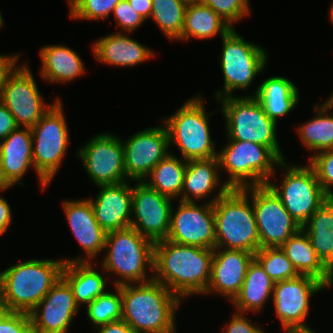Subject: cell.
I'll list each match as a JSON object with an SVG mask.
<instances>
[{
  "label": "cell",
  "mask_w": 333,
  "mask_h": 333,
  "mask_svg": "<svg viewBox=\"0 0 333 333\" xmlns=\"http://www.w3.org/2000/svg\"><path fill=\"white\" fill-rule=\"evenodd\" d=\"M97 333H136L123 319L99 326Z\"/></svg>",
  "instance_id": "bcb514c9"
},
{
  "label": "cell",
  "mask_w": 333,
  "mask_h": 333,
  "mask_svg": "<svg viewBox=\"0 0 333 333\" xmlns=\"http://www.w3.org/2000/svg\"><path fill=\"white\" fill-rule=\"evenodd\" d=\"M76 154L96 186L127 182L122 140L111 133L95 135Z\"/></svg>",
  "instance_id": "9a60e30c"
},
{
  "label": "cell",
  "mask_w": 333,
  "mask_h": 333,
  "mask_svg": "<svg viewBox=\"0 0 333 333\" xmlns=\"http://www.w3.org/2000/svg\"><path fill=\"white\" fill-rule=\"evenodd\" d=\"M114 287L116 293L106 291L86 307V315L95 327L122 319L121 286Z\"/></svg>",
  "instance_id": "d590c367"
},
{
  "label": "cell",
  "mask_w": 333,
  "mask_h": 333,
  "mask_svg": "<svg viewBox=\"0 0 333 333\" xmlns=\"http://www.w3.org/2000/svg\"><path fill=\"white\" fill-rule=\"evenodd\" d=\"M63 260L29 259L0 272L1 300L8 311L30 313L61 278Z\"/></svg>",
  "instance_id": "3957f363"
},
{
  "label": "cell",
  "mask_w": 333,
  "mask_h": 333,
  "mask_svg": "<svg viewBox=\"0 0 333 333\" xmlns=\"http://www.w3.org/2000/svg\"><path fill=\"white\" fill-rule=\"evenodd\" d=\"M254 258L274 283L293 279L300 275L281 247L260 248L254 254Z\"/></svg>",
  "instance_id": "8d00e7d4"
},
{
  "label": "cell",
  "mask_w": 333,
  "mask_h": 333,
  "mask_svg": "<svg viewBox=\"0 0 333 333\" xmlns=\"http://www.w3.org/2000/svg\"><path fill=\"white\" fill-rule=\"evenodd\" d=\"M93 262L64 263L61 277L69 284L75 302L90 304L101 294L105 293L106 280L101 272L94 270Z\"/></svg>",
  "instance_id": "83f0119b"
},
{
  "label": "cell",
  "mask_w": 333,
  "mask_h": 333,
  "mask_svg": "<svg viewBox=\"0 0 333 333\" xmlns=\"http://www.w3.org/2000/svg\"><path fill=\"white\" fill-rule=\"evenodd\" d=\"M113 16H115V21H117L118 26L123 30L119 33H132V31L136 30L140 27L145 20L132 8L129 4L128 0H121L113 9Z\"/></svg>",
  "instance_id": "60d3db41"
},
{
  "label": "cell",
  "mask_w": 333,
  "mask_h": 333,
  "mask_svg": "<svg viewBox=\"0 0 333 333\" xmlns=\"http://www.w3.org/2000/svg\"><path fill=\"white\" fill-rule=\"evenodd\" d=\"M218 152L220 170L229 173L224 183L229 189L263 186L281 160L266 146L241 140H228Z\"/></svg>",
  "instance_id": "ba28073f"
},
{
  "label": "cell",
  "mask_w": 333,
  "mask_h": 333,
  "mask_svg": "<svg viewBox=\"0 0 333 333\" xmlns=\"http://www.w3.org/2000/svg\"><path fill=\"white\" fill-rule=\"evenodd\" d=\"M228 190V186L223 182L219 186L217 195L213 194L214 197L204 205L199 206L195 201L184 202L180 200L177 210L174 211L172 206L170 230L166 239L181 245L215 249L213 203Z\"/></svg>",
  "instance_id": "7c38bea8"
},
{
  "label": "cell",
  "mask_w": 333,
  "mask_h": 333,
  "mask_svg": "<svg viewBox=\"0 0 333 333\" xmlns=\"http://www.w3.org/2000/svg\"><path fill=\"white\" fill-rule=\"evenodd\" d=\"M331 109L323 103H315V117L296 129L305 148L315 151L314 154L333 150V115H328Z\"/></svg>",
  "instance_id": "836d02e7"
},
{
  "label": "cell",
  "mask_w": 333,
  "mask_h": 333,
  "mask_svg": "<svg viewBox=\"0 0 333 333\" xmlns=\"http://www.w3.org/2000/svg\"><path fill=\"white\" fill-rule=\"evenodd\" d=\"M218 157L188 160L182 188V201L207 198L220 184ZM195 198V199H193Z\"/></svg>",
  "instance_id": "f546056e"
},
{
  "label": "cell",
  "mask_w": 333,
  "mask_h": 333,
  "mask_svg": "<svg viewBox=\"0 0 333 333\" xmlns=\"http://www.w3.org/2000/svg\"><path fill=\"white\" fill-rule=\"evenodd\" d=\"M308 164L314 169L324 193L333 198V150L312 154Z\"/></svg>",
  "instance_id": "ab89813d"
},
{
  "label": "cell",
  "mask_w": 333,
  "mask_h": 333,
  "mask_svg": "<svg viewBox=\"0 0 333 333\" xmlns=\"http://www.w3.org/2000/svg\"><path fill=\"white\" fill-rule=\"evenodd\" d=\"M11 208L7 200L0 196V235L4 234L12 224Z\"/></svg>",
  "instance_id": "7dc6e473"
},
{
  "label": "cell",
  "mask_w": 333,
  "mask_h": 333,
  "mask_svg": "<svg viewBox=\"0 0 333 333\" xmlns=\"http://www.w3.org/2000/svg\"><path fill=\"white\" fill-rule=\"evenodd\" d=\"M234 28V23L250 15L249 0H201Z\"/></svg>",
  "instance_id": "f35d334b"
},
{
  "label": "cell",
  "mask_w": 333,
  "mask_h": 333,
  "mask_svg": "<svg viewBox=\"0 0 333 333\" xmlns=\"http://www.w3.org/2000/svg\"><path fill=\"white\" fill-rule=\"evenodd\" d=\"M249 193L258 226L260 248H279L302 229L267 185L249 187Z\"/></svg>",
  "instance_id": "5bb4252c"
},
{
  "label": "cell",
  "mask_w": 333,
  "mask_h": 333,
  "mask_svg": "<svg viewBox=\"0 0 333 333\" xmlns=\"http://www.w3.org/2000/svg\"><path fill=\"white\" fill-rule=\"evenodd\" d=\"M66 123L59 99L31 128L34 169L44 190L56 175L69 145Z\"/></svg>",
  "instance_id": "9c48e42d"
},
{
  "label": "cell",
  "mask_w": 333,
  "mask_h": 333,
  "mask_svg": "<svg viewBox=\"0 0 333 333\" xmlns=\"http://www.w3.org/2000/svg\"><path fill=\"white\" fill-rule=\"evenodd\" d=\"M62 203L70 230L87 255L86 259L80 255L74 259H63L64 263L92 262L91 259L104 250L107 233L98 224L88 198L64 200Z\"/></svg>",
  "instance_id": "ffe728a7"
},
{
  "label": "cell",
  "mask_w": 333,
  "mask_h": 333,
  "mask_svg": "<svg viewBox=\"0 0 333 333\" xmlns=\"http://www.w3.org/2000/svg\"><path fill=\"white\" fill-rule=\"evenodd\" d=\"M323 104L333 108V92L332 95H330V97L325 102H323Z\"/></svg>",
  "instance_id": "f5cc1de1"
},
{
  "label": "cell",
  "mask_w": 333,
  "mask_h": 333,
  "mask_svg": "<svg viewBox=\"0 0 333 333\" xmlns=\"http://www.w3.org/2000/svg\"><path fill=\"white\" fill-rule=\"evenodd\" d=\"M104 249L107 252L100 267L102 273H115L120 278L114 280V286L153 280L154 243L134 228L107 233ZM147 267L152 271L150 277L146 275Z\"/></svg>",
  "instance_id": "5b68a950"
},
{
  "label": "cell",
  "mask_w": 333,
  "mask_h": 333,
  "mask_svg": "<svg viewBox=\"0 0 333 333\" xmlns=\"http://www.w3.org/2000/svg\"><path fill=\"white\" fill-rule=\"evenodd\" d=\"M286 333H315L309 326L306 327H287L284 328Z\"/></svg>",
  "instance_id": "681fc988"
},
{
  "label": "cell",
  "mask_w": 333,
  "mask_h": 333,
  "mask_svg": "<svg viewBox=\"0 0 333 333\" xmlns=\"http://www.w3.org/2000/svg\"><path fill=\"white\" fill-rule=\"evenodd\" d=\"M0 333H33L30 314L8 311L0 319Z\"/></svg>",
  "instance_id": "b9f144b4"
},
{
  "label": "cell",
  "mask_w": 333,
  "mask_h": 333,
  "mask_svg": "<svg viewBox=\"0 0 333 333\" xmlns=\"http://www.w3.org/2000/svg\"><path fill=\"white\" fill-rule=\"evenodd\" d=\"M40 51V74L47 82H71L83 75L86 69L80 56L64 45L43 46Z\"/></svg>",
  "instance_id": "484cf974"
},
{
  "label": "cell",
  "mask_w": 333,
  "mask_h": 333,
  "mask_svg": "<svg viewBox=\"0 0 333 333\" xmlns=\"http://www.w3.org/2000/svg\"><path fill=\"white\" fill-rule=\"evenodd\" d=\"M98 187L96 199L89 198L98 224L106 233L130 227L132 186L127 181Z\"/></svg>",
  "instance_id": "7402d4cb"
},
{
  "label": "cell",
  "mask_w": 333,
  "mask_h": 333,
  "mask_svg": "<svg viewBox=\"0 0 333 333\" xmlns=\"http://www.w3.org/2000/svg\"><path fill=\"white\" fill-rule=\"evenodd\" d=\"M245 316V313L235 312L225 326L224 333H264L262 328L251 323Z\"/></svg>",
  "instance_id": "7bdbcfd3"
},
{
  "label": "cell",
  "mask_w": 333,
  "mask_h": 333,
  "mask_svg": "<svg viewBox=\"0 0 333 333\" xmlns=\"http://www.w3.org/2000/svg\"><path fill=\"white\" fill-rule=\"evenodd\" d=\"M152 3V20L166 38L180 41L187 3L183 0H152Z\"/></svg>",
  "instance_id": "e575fe53"
},
{
  "label": "cell",
  "mask_w": 333,
  "mask_h": 333,
  "mask_svg": "<svg viewBox=\"0 0 333 333\" xmlns=\"http://www.w3.org/2000/svg\"><path fill=\"white\" fill-rule=\"evenodd\" d=\"M10 187L3 181L2 178V172H1V154H0V191H6L8 190Z\"/></svg>",
  "instance_id": "f907efd6"
},
{
  "label": "cell",
  "mask_w": 333,
  "mask_h": 333,
  "mask_svg": "<svg viewBox=\"0 0 333 333\" xmlns=\"http://www.w3.org/2000/svg\"><path fill=\"white\" fill-rule=\"evenodd\" d=\"M204 100L200 95L187 100L173 115L163 119L168 131L170 146L179 148L184 160L211 159L217 157L211 140L209 119Z\"/></svg>",
  "instance_id": "52a82bcc"
},
{
  "label": "cell",
  "mask_w": 333,
  "mask_h": 333,
  "mask_svg": "<svg viewBox=\"0 0 333 333\" xmlns=\"http://www.w3.org/2000/svg\"><path fill=\"white\" fill-rule=\"evenodd\" d=\"M329 15H330V20L333 23V3L331 4Z\"/></svg>",
  "instance_id": "db71d44e"
},
{
  "label": "cell",
  "mask_w": 333,
  "mask_h": 333,
  "mask_svg": "<svg viewBox=\"0 0 333 333\" xmlns=\"http://www.w3.org/2000/svg\"><path fill=\"white\" fill-rule=\"evenodd\" d=\"M213 253L210 248L158 241L154 243L153 279L181 300L203 295L210 282Z\"/></svg>",
  "instance_id": "6da1fadb"
},
{
  "label": "cell",
  "mask_w": 333,
  "mask_h": 333,
  "mask_svg": "<svg viewBox=\"0 0 333 333\" xmlns=\"http://www.w3.org/2000/svg\"><path fill=\"white\" fill-rule=\"evenodd\" d=\"M253 259L254 254L249 251L215 248L210 282L205 294H220L232 302L242 288Z\"/></svg>",
  "instance_id": "44dd1931"
},
{
  "label": "cell",
  "mask_w": 333,
  "mask_h": 333,
  "mask_svg": "<svg viewBox=\"0 0 333 333\" xmlns=\"http://www.w3.org/2000/svg\"><path fill=\"white\" fill-rule=\"evenodd\" d=\"M233 27L202 1L188 3L180 40L225 36Z\"/></svg>",
  "instance_id": "4dcf8cb0"
},
{
  "label": "cell",
  "mask_w": 333,
  "mask_h": 333,
  "mask_svg": "<svg viewBox=\"0 0 333 333\" xmlns=\"http://www.w3.org/2000/svg\"><path fill=\"white\" fill-rule=\"evenodd\" d=\"M214 206L215 248L249 251L255 254L260 249L258 226L249 187L229 189Z\"/></svg>",
  "instance_id": "277c9868"
},
{
  "label": "cell",
  "mask_w": 333,
  "mask_h": 333,
  "mask_svg": "<svg viewBox=\"0 0 333 333\" xmlns=\"http://www.w3.org/2000/svg\"><path fill=\"white\" fill-rule=\"evenodd\" d=\"M321 261L333 272V198H329L302 226Z\"/></svg>",
  "instance_id": "1f68e13d"
},
{
  "label": "cell",
  "mask_w": 333,
  "mask_h": 333,
  "mask_svg": "<svg viewBox=\"0 0 333 333\" xmlns=\"http://www.w3.org/2000/svg\"><path fill=\"white\" fill-rule=\"evenodd\" d=\"M253 96L261 103L266 115L276 124L297 106L299 91L290 79L272 76L260 83Z\"/></svg>",
  "instance_id": "d4e9b609"
},
{
  "label": "cell",
  "mask_w": 333,
  "mask_h": 333,
  "mask_svg": "<svg viewBox=\"0 0 333 333\" xmlns=\"http://www.w3.org/2000/svg\"><path fill=\"white\" fill-rule=\"evenodd\" d=\"M121 0H68L73 19L105 20Z\"/></svg>",
  "instance_id": "74e56055"
},
{
  "label": "cell",
  "mask_w": 333,
  "mask_h": 333,
  "mask_svg": "<svg viewBox=\"0 0 333 333\" xmlns=\"http://www.w3.org/2000/svg\"><path fill=\"white\" fill-rule=\"evenodd\" d=\"M281 249L300 275L313 276L328 288L333 285V272L317 256L308 235L302 229L292 235Z\"/></svg>",
  "instance_id": "4316f807"
},
{
  "label": "cell",
  "mask_w": 333,
  "mask_h": 333,
  "mask_svg": "<svg viewBox=\"0 0 333 333\" xmlns=\"http://www.w3.org/2000/svg\"><path fill=\"white\" fill-rule=\"evenodd\" d=\"M171 199L150 188L145 182L136 181L132 187L133 216L130 227L153 243L166 240L173 206Z\"/></svg>",
  "instance_id": "2e32d148"
},
{
  "label": "cell",
  "mask_w": 333,
  "mask_h": 333,
  "mask_svg": "<svg viewBox=\"0 0 333 333\" xmlns=\"http://www.w3.org/2000/svg\"><path fill=\"white\" fill-rule=\"evenodd\" d=\"M18 127L9 109L0 101V141Z\"/></svg>",
  "instance_id": "ee69618b"
},
{
  "label": "cell",
  "mask_w": 333,
  "mask_h": 333,
  "mask_svg": "<svg viewBox=\"0 0 333 333\" xmlns=\"http://www.w3.org/2000/svg\"><path fill=\"white\" fill-rule=\"evenodd\" d=\"M20 54L1 55L0 54V87L5 82L8 74L17 66Z\"/></svg>",
  "instance_id": "f6af8a7d"
},
{
  "label": "cell",
  "mask_w": 333,
  "mask_h": 333,
  "mask_svg": "<svg viewBox=\"0 0 333 333\" xmlns=\"http://www.w3.org/2000/svg\"><path fill=\"white\" fill-rule=\"evenodd\" d=\"M220 66L224 87L215 94L216 100L233 96L236 89L247 90L253 80L265 69L268 55L260 45L246 41L232 28L222 37Z\"/></svg>",
  "instance_id": "30bf717a"
},
{
  "label": "cell",
  "mask_w": 333,
  "mask_h": 333,
  "mask_svg": "<svg viewBox=\"0 0 333 333\" xmlns=\"http://www.w3.org/2000/svg\"><path fill=\"white\" fill-rule=\"evenodd\" d=\"M79 312L69 284L61 277L29 313L33 333H67Z\"/></svg>",
  "instance_id": "d6986e66"
},
{
  "label": "cell",
  "mask_w": 333,
  "mask_h": 333,
  "mask_svg": "<svg viewBox=\"0 0 333 333\" xmlns=\"http://www.w3.org/2000/svg\"><path fill=\"white\" fill-rule=\"evenodd\" d=\"M1 172L3 181L12 187L23 185L21 180L27 171L34 168L31 128L17 127L0 141Z\"/></svg>",
  "instance_id": "603a6c76"
},
{
  "label": "cell",
  "mask_w": 333,
  "mask_h": 333,
  "mask_svg": "<svg viewBox=\"0 0 333 333\" xmlns=\"http://www.w3.org/2000/svg\"><path fill=\"white\" fill-rule=\"evenodd\" d=\"M92 47L96 60L111 66H135L155 56L150 48L119 32L99 38Z\"/></svg>",
  "instance_id": "cb8c5ba5"
},
{
  "label": "cell",
  "mask_w": 333,
  "mask_h": 333,
  "mask_svg": "<svg viewBox=\"0 0 333 333\" xmlns=\"http://www.w3.org/2000/svg\"><path fill=\"white\" fill-rule=\"evenodd\" d=\"M274 282L254 258L249 264L242 288L231 304L236 312H260L273 294Z\"/></svg>",
  "instance_id": "f1b7e54d"
},
{
  "label": "cell",
  "mask_w": 333,
  "mask_h": 333,
  "mask_svg": "<svg viewBox=\"0 0 333 333\" xmlns=\"http://www.w3.org/2000/svg\"><path fill=\"white\" fill-rule=\"evenodd\" d=\"M217 101L224 114L228 140L266 146L281 161L285 160L277 140V124L266 115L261 103L252 94L228 96Z\"/></svg>",
  "instance_id": "8992f818"
},
{
  "label": "cell",
  "mask_w": 333,
  "mask_h": 333,
  "mask_svg": "<svg viewBox=\"0 0 333 333\" xmlns=\"http://www.w3.org/2000/svg\"><path fill=\"white\" fill-rule=\"evenodd\" d=\"M8 312L7 307L0 298V319Z\"/></svg>",
  "instance_id": "816d5d0a"
},
{
  "label": "cell",
  "mask_w": 333,
  "mask_h": 333,
  "mask_svg": "<svg viewBox=\"0 0 333 333\" xmlns=\"http://www.w3.org/2000/svg\"><path fill=\"white\" fill-rule=\"evenodd\" d=\"M328 287L319 279L310 275L274 283L273 302L276 315L283 328L306 327L310 298Z\"/></svg>",
  "instance_id": "ac0fdd59"
},
{
  "label": "cell",
  "mask_w": 333,
  "mask_h": 333,
  "mask_svg": "<svg viewBox=\"0 0 333 333\" xmlns=\"http://www.w3.org/2000/svg\"><path fill=\"white\" fill-rule=\"evenodd\" d=\"M122 319L136 333H176L181 299L156 280L121 285Z\"/></svg>",
  "instance_id": "7a4b0ae2"
},
{
  "label": "cell",
  "mask_w": 333,
  "mask_h": 333,
  "mask_svg": "<svg viewBox=\"0 0 333 333\" xmlns=\"http://www.w3.org/2000/svg\"><path fill=\"white\" fill-rule=\"evenodd\" d=\"M3 23H4V20L2 18L1 12H0V29L2 28Z\"/></svg>",
  "instance_id": "9f6ffc18"
},
{
  "label": "cell",
  "mask_w": 333,
  "mask_h": 333,
  "mask_svg": "<svg viewBox=\"0 0 333 333\" xmlns=\"http://www.w3.org/2000/svg\"><path fill=\"white\" fill-rule=\"evenodd\" d=\"M127 179L144 181L151 170L168 154L170 147L165 125L148 127L122 142Z\"/></svg>",
  "instance_id": "e0dca14e"
},
{
  "label": "cell",
  "mask_w": 333,
  "mask_h": 333,
  "mask_svg": "<svg viewBox=\"0 0 333 333\" xmlns=\"http://www.w3.org/2000/svg\"><path fill=\"white\" fill-rule=\"evenodd\" d=\"M128 2L145 21L150 18L153 6L152 0H128Z\"/></svg>",
  "instance_id": "c3c4849f"
},
{
  "label": "cell",
  "mask_w": 333,
  "mask_h": 333,
  "mask_svg": "<svg viewBox=\"0 0 333 333\" xmlns=\"http://www.w3.org/2000/svg\"><path fill=\"white\" fill-rule=\"evenodd\" d=\"M277 167L286 171L280 186L272 178L266 185L281 200L286 210L302 227L308 219L329 198L324 193L314 169L306 166L290 165L282 160Z\"/></svg>",
  "instance_id": "8fae6325"
},
{
  "label": "cell",
  "mask_w": 333,
  "mask_h": 333,
  "mask_svg": "<svg viewBox=\"0 0 333 333\" xmlns=\"http://www.w3.org/2000/svg\"><path fill=\"white\" fill-rule=\"evenodd\" d=\"M186 166L187 160H181L170 152L151 170L143 182L160 194L172 198V200L181 196L180 200L182 201Z\"/></svg>",
  "instance_id": "d6a6232c"
},
{
  "label": "cell",
  "mask_w": 333,
  "mask_h": 333,
  "mask_svg": "<svg viewBox=\"0 0 333 333\" xmlns=\"http://www.w3.org/2000/svg\"><path fill=\"white\" fill-rule=\"evenodd\" d=\"M183 1H185L188 4V3L199 2L201 0H183Z\"/></svg>",
  "instance_id": "11a10c76"
},
{
  "label": "cell",
  "mask_w": 333,
  "mask_h": 333,
  "mask_svg": "<svg viewBox=\"0 0 333 333\" xmlns=\"http://www.w3.org/2000/svg\"><path fill=\"white\" fill-rule=\"evenodd\" d=\"M59 99L45 104L27 63L17 65L0 87V101L12 113L18 127L32 128Z\"/></svg>",
  "instance_id": "4fadbf2b"
}]
</instances>
